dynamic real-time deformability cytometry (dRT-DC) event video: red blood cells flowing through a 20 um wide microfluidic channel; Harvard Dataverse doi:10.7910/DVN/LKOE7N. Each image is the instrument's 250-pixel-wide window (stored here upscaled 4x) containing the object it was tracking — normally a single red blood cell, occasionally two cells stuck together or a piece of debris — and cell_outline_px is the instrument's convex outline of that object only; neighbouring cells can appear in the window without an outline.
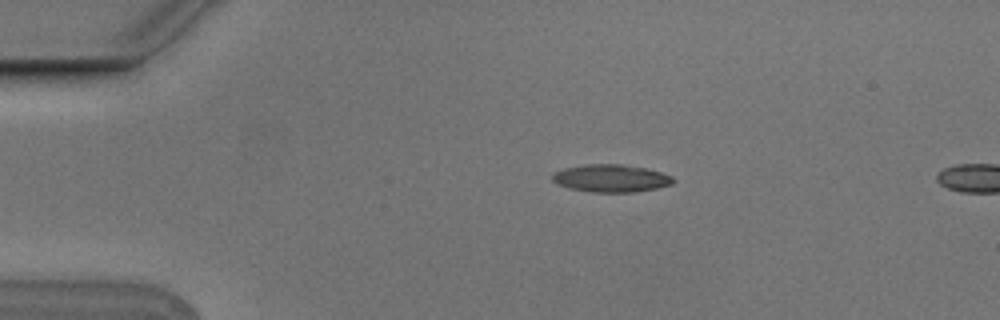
{"species": "Egyptian fruit bat (a non-hibernating species)", "species_latin": "Rousettus aegyptiacus", "temperature_condition": "cold", "stored_images_in_passage": 3, "camera_frame_rate_fps": 3000, "um_per_image_px": 0.085, "animal": {"sex": "male"}, "frame": {"image": 1, "passage_image": 2, "time_ms": 0.333, "image_size_px": [1000, 320], "cell_outline_px": [[676, 180], [672, 184], [656, 188], [632, 192], [592, 192], [568, 188], [556, 184], [552, 180], [552, 172], [564, 168], [584, 164], [620, 164], [644, 168], [660, 172], [672, 176]], "centroid_in_image_um": [51.89, 15.15], "position_along_channel_um": 33.1, "area_um2": 19.48}}